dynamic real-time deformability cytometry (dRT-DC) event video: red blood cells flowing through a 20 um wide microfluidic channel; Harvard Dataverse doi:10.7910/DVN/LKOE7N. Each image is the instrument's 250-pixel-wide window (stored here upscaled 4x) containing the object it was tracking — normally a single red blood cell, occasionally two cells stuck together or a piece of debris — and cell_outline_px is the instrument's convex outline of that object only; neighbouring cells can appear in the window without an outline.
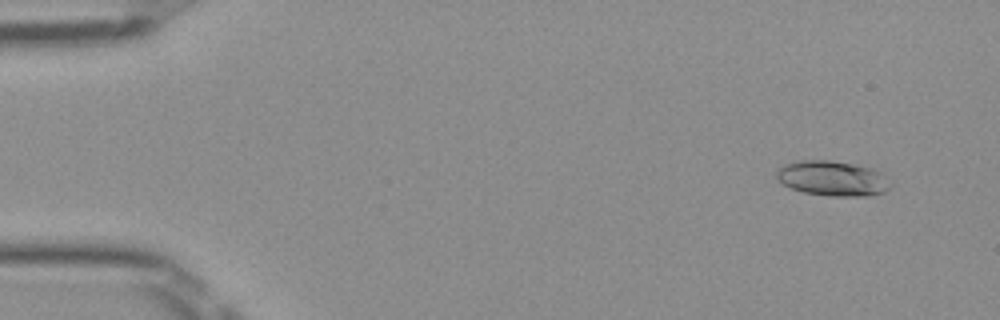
{"species": "Egyptian fruit bat (a non-hibernating species)", "species_latin": "Rousettus aegyptiacus", "temperature_condition": "room temperature", "stored_images_in_passage": 51, "camera_frame_rate_fps": 3000, "um_per_image_px": 0.085, "frame": {"image": 1, "passage_image": 4, "time_ms": 1.0, "image_size_px": [1000, 320], "cell_outline_px": [[892, 188], [884, 192], [868, 196], [828, 196], [804, 192], [792, 188], [776, 180], [776, 172], [784, 164], [796, 160], [828, 160], [852, 164], [872, 168], [880, 172], [892, 184]], "centroid_in_image_um": [70.77, 15.17], "position_along_channel_um": 14.2, "area_um2": 23.35}}
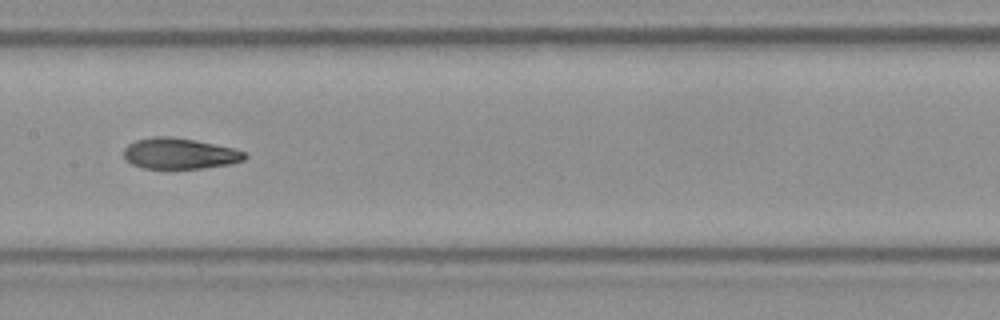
{"frame": {"image": 2, "passage_image": 26, "time_ms": 8.333, "image_size_px": [1000, 320], "cell_outline_px": [[248, 156], [244, 160], [228, 164], [204, 168], [144, 168], [132, 164], [124, 160], [124, 148], [128, 144], [136, 140], [152, 136], [172, 136], [196, 140], [232, 148], [244, 152]], "centroid_in_image_um": [15.23, 13.04], "position_along_channel_um": 192.2, "area_um2": 21.79}}
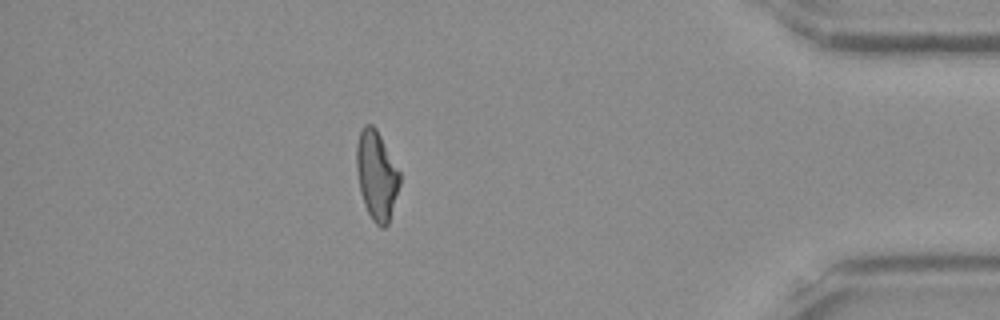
{"frame": {"image": 3, "passage_image": 45, "time_ms": 14.667, "image_size_px": [1000, 320], "cell_outline_px": [[400, 184], [388, 224], [384, 228], [380, 228], [372, 220], [364, 204], [360, 192], [356, 168], [356, 144], [360, 132], [364, 124], [372, 124], [376, 128], [400, 172]], "centroid_in_image_um": [32.0, 14.91], "position_along_channel_um": 403.2, "area_um2": 22.43}, "authors_computed_cell_mechanics": {"area_um2": 22.3686, "velocity_mm_per_s": 4.0052, "shape_relaxation_time_tau1_ms": 8.8206, "shape_relaxation_time_tau2_ms": 1.6664, "deformation_change_tau1": 0.2133, "deformation_change_tau2": 0.0793}}